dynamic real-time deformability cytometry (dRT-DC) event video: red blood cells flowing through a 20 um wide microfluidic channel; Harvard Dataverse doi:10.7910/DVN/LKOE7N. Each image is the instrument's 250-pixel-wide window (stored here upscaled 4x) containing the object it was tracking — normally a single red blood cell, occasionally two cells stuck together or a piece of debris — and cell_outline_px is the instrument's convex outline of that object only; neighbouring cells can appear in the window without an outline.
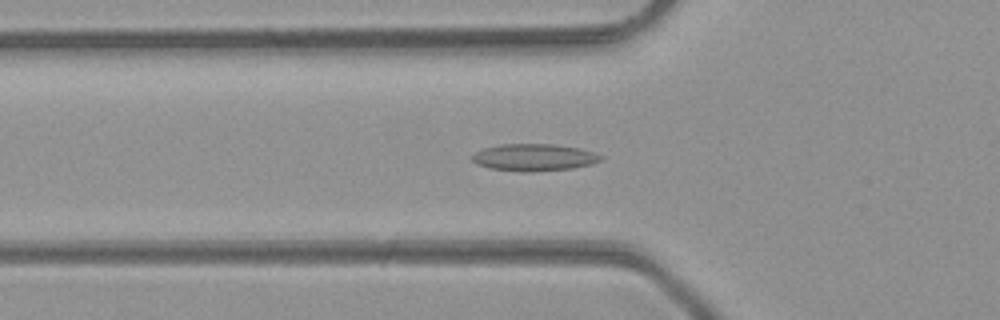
{"species": "common noctule bat (a hibernating species)", "species_latin": "Nyctalus noctula", "temperature_condition": "room temperature", "stored_images_in_passage": 41, "camera_frame_rate_fps": 3000, "um_per_image_px": 0.085, "animal": {"sex": "male", "body_mass_g": 23.1, "forearm_length_mm": 52.7}, "frame": {"image": 1, "passage_image": 10, "time_ms": 3.0, "image_size_px": [1000, 320], "cell_outline_px": [[604, 156], [600, 160], [592, 164], [572, 168], [532, 172], [524, 172], [488, 168], [476, 164], [472, 160], [472, 156], [476, 152], [484, 148], [500, 144], [552, 144], [580, 148], [596, 152]], "centroid_in_image_um": [45.41, 13.38], "position_along_channel_um": 80.4, "area_um2": 20.4}}
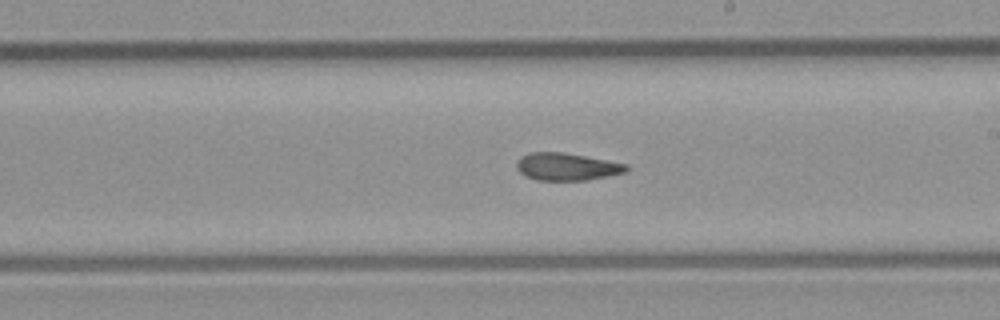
{"frame": {"image": 2, "passage_image": 21, "time_ms": 6.667, "image_size_px": [1000, 320], "cell_outline_px": [[628, 172], [588, 180], [536, 180], [524, 176], [516, 168], [516, 164], [520, 156], [528, 152], [564, 152], [628, 164]], "centroid_in_image_um": [48.16, 14.17], "position_along_channel_um": 240.8, "area_um2": 17.74}}
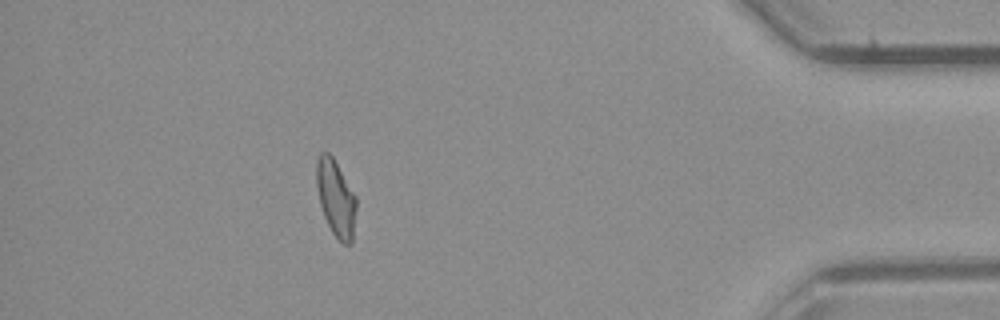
{"frame": {"image": 3, "passage_image": 36, "time_ms": 11.667, "image_size_px": [1000, 320], "cell_outline_px": [[356, 208], [352, 244], [344, 244], [332, 232], [324, 216], [320, 204], [316, 184], [316, 160], [320, 152], [328, 152], [332, 156], [356, 196]], "centroid_in_image_um": [28.54, 16.82], "position_along_channel_um": 406.7, "area_um2": 17.63}, "authors_computed_cell_mechanics": {"area_um2": 17.9758, "velocity_mm_per_s": 4.3411, "shape_relaxation_time_tau1_ms": null, "shape_relaxation_time_tau2_ms": 2.8241, "deformation_change_tau1": null, "deformation_change_tau2": 0.0982}}